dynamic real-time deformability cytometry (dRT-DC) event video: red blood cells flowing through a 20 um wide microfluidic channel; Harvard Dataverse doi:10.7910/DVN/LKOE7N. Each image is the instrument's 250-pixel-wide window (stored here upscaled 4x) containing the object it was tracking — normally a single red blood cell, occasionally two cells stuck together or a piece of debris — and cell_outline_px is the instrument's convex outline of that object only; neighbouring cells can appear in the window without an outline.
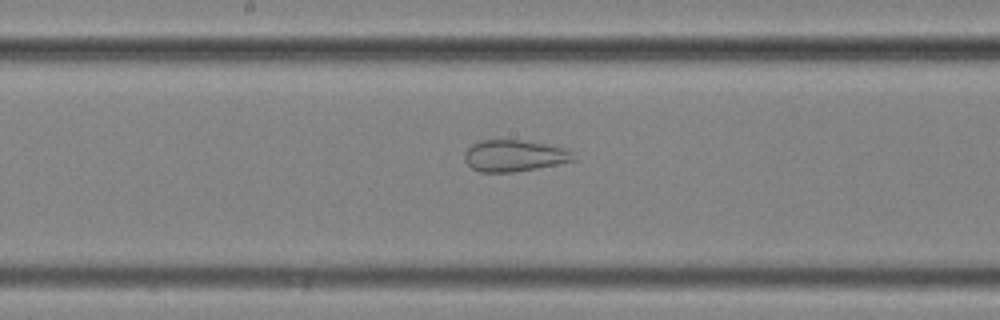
{"species": "common noctule bat (a hibernating species)", "species_latin": "Nyctalus noctula", "temperature_condition": "cold", "stored_images_in_passage": 41, "camera_frame_rate_fps": 3000, "um_per_image_px": 0.085, "animal": {"sex": "female", "body_mass_g": 25.1}, "frame": {"image": 1, "passage_image": 15, "time_ms": 4.667, "image_size_px": [1000, 320], "cell_outline_px": [[576, 160], [536, 168], [512, 172], [480, 172], [472, 168], [464, 160], [464, 152], [472, 144], [480, 140], [520, 140], [548, 144], [564, 148], [572, 152]], "centroid_in_image_um": [43.69, 13.23], "position_along_channel_um": 204.5, "area_um2": 19.94}}
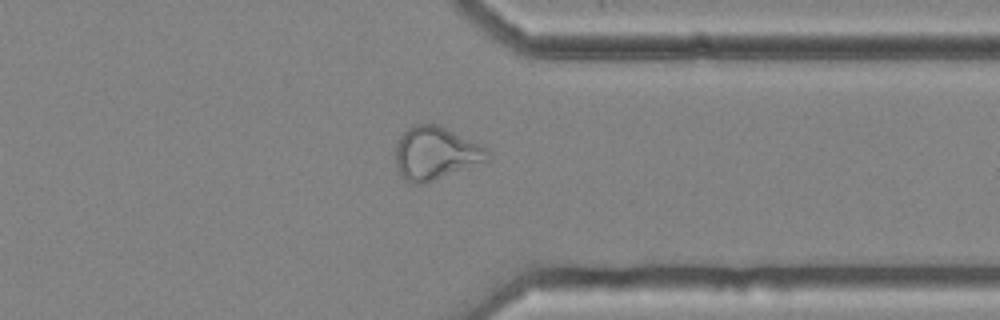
{"frame": {"image": 2, "passage_image": 29, "time_ms": 9.333, "image_size_px": [1000, 320], "cell_outline_px": [[488, 160], [432, 180], [420, 184], [412, 184], [404, 180], [396, 172], [396, 144], [400, 136], [412, 124], [436, 124], [480, 144], [484, 148]], "centroid_in_image_um": [36.92, 13.03], "position_along_channel_um": 374.5, "area_um2": 27.8}}
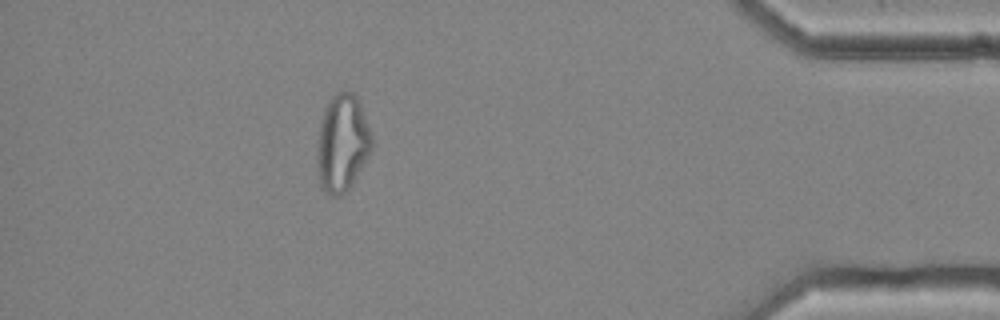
{"frame": {"image": 3, "passage_image": 35, "time_ms": 11.333, "image_size_px": [1000, 320], "cell_outline_px": [[372, 148], [352, 184], [340, 196], [332, 196], [320, 188], [316, 164], [316, 156], [320, 120], [324, 108], [328, 100], [340, 88], [352, 92], [356, 96], [360, 104], [372, 136]], "centroid_in_image_um": [29.05, 12.14], "position_along_channel_um": 406.1, "area_um2": 31.27}, "authors_computed_cell_mechanics": {"area_um2": 27.166, "velocity_mm_per_s": 3.667, "shape_relaxation_time_tau1_ms": null, "shape_relaxation_time_tau2_ms": 1.2929, "deformation_change_tau1": null, "deformation_change_tau2": 0.0778}}